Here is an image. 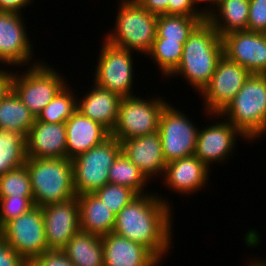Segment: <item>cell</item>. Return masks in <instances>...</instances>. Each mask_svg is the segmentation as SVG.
<instances>
[{"instance_id":"39","label":"cell","mask_w":266,"mask_h":266,"mask_svg":"<svg viewBox=\"0 0 266 266\" xmlns=\"http://www.w3.org/2000/svg\"><path fill=\"white\" fill-rule=\"evenodd\" d=\"M142 7L150 13L157 15H168V0H136Z\"/></svg>"},{"instance_id":"17","label":"cell","mask_w":266,"mask_h":266,"mask_svg":"<svg viewBox=\"0 0 266 266\" xmlns=\"http://www.w3.org/2000/svg\"><path fill=\"white\" fill-rule=\"evenodd\" d=\"M210 169L194 154L166 164L163 174L164 184L180 195L197 193L210 179ZM197 191V192H196Z\"/></svg>"},{"instance_id":"44","label":"cell","mask_w":266,"mask_h":266,"mask_svg":"<svg viewBox=\"0 0 266 266\" xmlns=\"http://www.w3.org/2000/svg\"><path fill=\"white\" fill-rule=\"evenodd\" d=\"M202 2H205L204 5H207L208 3H210L212 0H201ZM207 3V4H206Z\"/></svg>"},{"instance_id":"12","label":"cell","mask_w":266,"mask_h":266,"mask_svg":"<svg viewBox=\"0 0 266 266\" xmlns=\"http://www.w3.org/2000/svg\"><path fill=\"white\" fill-rule=\"evenodd\" d=\"M251 72L223 55L209 84L199 94L204 99V113L220 114L240 91Z\"/></svg>"},{"instance_id":"24","label":"cell","mask_w":266,"mask_h":266,"mask_svg":"<svg viewBox=\"0 0 266 266\" xmlns=\"http://www.w3.org/2000/svg\"><path fill=\"white\" fill-rule=\"evenodd\" d=\"M80 231L105 236L113 231L116 215L94 193L77 196Z\"/></svg>"},{"instance_id":"21","label":"cell","mask_w":266,"mask_h":266,"mask_svg":"<svg viewBox=\"0 0 266 266\" xmlns=\"http://www.w3.org/2000/svg\"><path fill=\"white\" fill-rule=\"evenodd\" d=\"M67 158L72 160L78 155L101 144L111 134L99 122L93 121L76 110L65 122Z\"/></svg>"},{"instance_id":"42","label":"cell","mask_w":266,"mask_h":266,"mask_svg":"<svg viewBox=\"0 0 266 266\" xmlns=\"http://www.w3.org/2000/svg\"><path fill=\"white\" fill-rule=\"evenodd\" d=\"M249 266H261L256 260H252L251 262H249L248 264Z\"/></svg>"},{"instance_id":"5","label":"cell","mask_w":266,"mask_h":266,"mask_svg":"<svg viewBox=\"0 0 266 266\" xmlns=\"http://www.w3.org/2000/svg\"><path fill=\"white\" fill-rule=\"evenodd\" d=\"M33 203L45 206L76 197L72 161L68 158H27Z\"/></svg>"},{"instance_id":"13","label":"cell","mask_w":266,"mask_h":266,"mask_svg":"<svg viewBox=\"0 0 266 266\" xmlns=\"http://www.w3.org/2000/svg\"><path fill=\"white\" fill-rule=\"evenodd\" d=\"M23 15L20 13L0 11V64L2 66L35 65L33 61V44L26 31ZM6 64V65H5ZM11 65V66H10Z\"/></svg>"},{"instance_id":"33","label":"cell","mask_w":266,"mask_h":266,"mask_svg":"<svg viewBox=\"0 0 266 266\" xmlns=\"http://www.w3.org/2000/svg\"><path fill=\"white\" fill-rule=\"evenodd\" d=\"M116 215L138 194L131 188L107 183L94 193Z\"/></svg>"},{"instance_id":"15","label":"cell","mask_w":266,"mask_h":266,"mask_svg":"<svg viewBox=\"0 0 266 266\" xmlns=\"http://www.w3.org/2000/svg\"><path fill=\"white\" fill-rule=\"evenodd\" d=\"M45 237L49 250H62L80 231L77 196L67 201L42 206Z\"/></svg>"},{"instance_id":"11","label":"cell","mask_w":266,"mask_h":266,"mask_svg":"<svg viewBox=\"0 0 266 266\" xmlns=\"http://www.w3.org/2000/svg\"><path fill=\"white\" fill-rule=\"evenodd\" d=\"M0 236L27 263L48 251L42 208L34 206L28 212L9 221Z\"/></svg>"},{"instance_id":"25","label":"cell","mask_w":266,"mask_h":266,"mask_svg":"<svg viewBox=\"0 0 266 266\" xmlns=\"http://www.w3.org/2000/svg\"><path fill=\"white\" fill-rule=\"evenodd\" d=\"M36 117L10 87L0 100V131L18 132L25 138Z\"/></svg>"},{"instance_id":"18","label":"cell","mask_w":266,"mask_h":266,"mask_svg":"<svg viewBox=\"0 0 266 266\" xmlns=\"http://www.w3.org/2000/svg\"><path fill=\"white\" fill-rule=\"evenodd\" d=\"M121 145L122 152L149 180L157 176H163L166 162L158 131L124 140Z\"/></svg>"},{"instance_id":"2","label":"cell","mask_w":266,"mask_h":266,"mask_svg":"<svg viewBox=\"0 0 266 266\" xmlns=\"http://www.w3.org/2000/svg\"><path fill=\"white\" fill-rule=\"evenodd\" d=\"M222 56V37L207 20H204L184 43L179 66L169 75V78L181 76L196 89L195 92L198 91L200 94L209 84Z\"/></svg>"},{"instance_id":"32","label":"cell","mask_w":266,"mask_h":266,"mask_svg":"<svg viewBox=\"0 0 266 266\" xmlns=\"http://www.w3.org/2000/svg\"><path fill=\"white\" fill-rule=\"evenodd\" d=\"M33 197L31 179L24 164L0 177V197Z\"/></svg>"},{"instance_id":"20","label":"cell","mask_w":266,"mask_h":266,"mask_svg":"<svg viewBox=\"0 0 266 266\" xmlns=\"http://www.w3.org/2000/svg\"><path fill=\"white\" fill-rule=\"evenodd\" d=\"M104 266H158L160 260L142 244L110 232L102 236Z\"/></svg>"},{"instance_id":"38","label":"cell","mask_w":266,"mask_h":266,"mask_svg":"<svg viewBox=\"0 0 266 266\" xmlns=\"http://www.w3.org/2000/svg\"><path fill=\"white\" fill-rule=\"evenodd\" d=\"M0 266H28V263L1 236Z\"/></svg>"},{"instance_id":"10","label":"cell","mask_w":266,"mask_h":266,"mask_svg":"<svg viewBox=\"0 0 266 266\" xmlns=\"http://www.w3.org/2000/svg\"><path fill=\"white\" fill-rule=\"evenodd\" d=\"M199 128L179 108L165 105L159 118L158 133L166 164L193 155Z\"/></svg>"},{"instance_id":"34","label":"cell","mask_w":266,"mask_h":266,"mask_svg":"<svg viewBox=\"0 0 266 266\" xmlns=\"http://www.w3.org/2000/svg\"><path fill=\"white\" fill-rule=\"evenodd\" d=\"M34 206L33 197H0V230Z\"/></svg>"},{"instance_id":"4","label":"cell","mask_w":266,"mask_h":266,"mask_svg":"<svg viewBox=\"0 0 266 266\" xmlns=\"http://www.w3.org/2000/svg\"><path fill=\"white\" fill-rule=\"evenodd\" d=\"M117 9L114 27L104 40L147 57L157 35L158 15L150 13L136 0H120Z\"/></svg>"},{"instance_id":"1","label":"cell","mask_w":266,"mask_h":266,"mask_svg":"<svg viewBox=\"0 0 266 266\" xmlns=\"http://www.w3.org/2000/svg\"><path fill=\"white\" fill-rule=\"evenodd\" d=\"M154 194H138L123 207L116 214L112 232L142 244L162 262L172 247L173 212L170 201Z\"/></svg>"},{"instance_id":"28","label":"cell","mask_w":266,"mask_h":266,"mask_svg":"<svg viewBox=\"0 0 266 266\" xmlns=\"http://www.w3.org/2000/svg\"><path fill=\"white\" fill-rule=\"evenodd\" d=\"M108 180L109 183L131 188L137 194H148L144 189H147L150 180L123 152L118 155L110 167Z\"/></svg>"},{"instance_id":"23","label":"cell","mask_w":266,"mask_h":266,"mask_svg":"<svg viewBox=\"0 0 266 266\" xmlns=\"http://www.w3.org/2000/svg\"><path fill=\"white\" fill-rule=\"evenodd\" d=\"M92 86L93 89L86 91V96L84 95L82 99L77 96V110L111 132L117 122L122 98L95 83Z\"/></svg>"},{"instance_id":"40","label":"cell","mask_w":266,"mask_h":266,"mask_svg":"<svg viewBox=\"0 0 266 266\" xmlns=\"http://www.w3.org/2000/svg\"><path fill=\"white\" fill-rule=\"evenodd\" d=\"M33 0H0V11L22 14V8L25 10Z\"/></svg>"},{"instance_id":"7","label":"cell","mask_w":266,"mask_h":266,"mask_svg":"<svg viewBox=\"0 0 266 266\" xmlns=\"http://www.w3.org/2000/svg\"><path fill=\"white\" fill-rule=\"evenodd\" d=\"M121 152V143L110 136L101 144L72 159L76 196L95 193L107 184L109 169Z\"/></svg>"},{"instance_id":"22","label":"cell","mask_w":266,"mask_h":266,"mask_svg":"<svg viewBox=\"0 0 266 266\" xmlns=\"http://www.w3.org/2000/svg\"><path fill=\"white\" fill-rule=\"evenodd\" d=\"M207 5L206 20L220 37L232 32L247 31L249 0H212Z\"/></svg>"},{"instance_id":"36","label":"cell","mask_w":266,"mask_h":266,"mask_svg":"<svg viewBox=\"0 0 266 266\" xmlns=\"http://www.w3.org/2000/svg\"><path fill=\"white\" fill-rule=\"evenodd\" d=\"M201 0H168V15L206 16L207 7L198 9Z\"/></svg>"},{"instance_id":"9","label":"cell","mask_w":266,"mask_h":266,"mask_svg":"<svg viewBox=\"0 0 266 266\" xmlns=\"http://www.w3.org/2000/svg\"><path fill=\"white\" fill-rule=\"evenodd\" d=\"M103 43L94 68L96 70L93 82L121 98L135 96L132 87L135 82L132 56L134 52L109 44L104 39Z\"/></svg>"},{"instance_id":"19","label":"cell","mask_w":266,"mask_h":266,"mask_svg":"<svg viewBox=\"0 0 266 266\" xmlns=\"http://www.w3.org/2000/svg\"><path fill=\"white\" fill-rule=\"evenodd\" d=\"M27 158H67L65 123L35 120L26 137Z\"/></svg>"},{"instance_id":"27","label":"cell","mask_w":266,"mask_h":266,"mask_svg":"<svg viewBox=\"0 0 266 266\" xmlns=\"http://www.w3.org/2000/svg\"><path fill=\"white\" fill-rule=\"evenodd\" d=\"M206 20V16L158 15L155 38L185 43L193 30Z\"/></svg>"},{"instance_id":"26","label":"cell","mask_w":266,"mask_h":266,"mask_svg":"<svg viewBox=\"0 0 266 266\" xmlns=\"http://www.w3.org/2000/svg\"><path fill=\"white\" fill-rule=\"evenodd\" d=\"M62 250L74 266H104L100 236L79 231Z\"/></svg>"},{"instance_id":"35","label":"cell","mask_w":266,"mask_h":266,"mask_svg":"<svg viewBox=\"0 0 266 266\" xmlns=\"http://www.w3.org/2000/svg\"><path fill=\"white\" fill-rule=\"evenodd\" d=\"M247 30L266 33V0H249Z\"/></svg>"},{"instance_id":"30","label":"cell","mask_w":266,"mask_h":266,"mask_svg":"<svg viewBox=\"0 0 266 266\" xmlns=\"http://www.w3.org/2000/svg\"><path fill=\"white\" fill-rule=\"evenodd\" d=\"M68 83L39 113L36 120L47 123H65L77 110V97Z\"/></svg>"},{"instance_id":"6","label":"cell","mask_w":266,"mask_h":266,"mask_svg":"<svg viewBox=\"0 0 266 266\" xmlns=\"http://www.w3.org/2000/svg\"><path fill=\"white\" fill-rule=\"evenodd\" d=\"M41 61L27 70H11L10 87L35 117L52 101L68 81L57 69Z\"/></svg>"},{"instance_id":"37","label":"cell","mask_w":266,"mask_h":266,"mask_svg":"<svg viewBox=\"0 0 266 266\" xmlns=\"http://www.w3.org/2000/svg\"><path fill=\"white\" fill-rule=\"evenodd\" d=\"M28 266H74L63 250H48L33 258Z\"/></svg>"},{"instance_id":"29","label":"cell","mask_w":266,"mask_h":266,"mask_svg":"<svg viewBox=\"0 0 266 266\" xmlns=\"http://www.w3.org/2000/svg\"><path fill=\"white\" fill-rule=\"evenodd\" d=\"M26 160V138L18 132L0 131V177Z\"/></svg>"},{"instance_id":"16","label":"cell","mask_w":266,"mask_h":266,"mask_svg":"<svg viewBox=\"0 0 266 266\" xmlns=\"http://www.w3.org/2000/svg\"><path fill=\"white\" fill-rule=\"evenodd\" d=\"M225 120V121H224ZM215 122L214 125L199 128L196 150L194 155L200 159L209 169V165L220 163L229 159L235 149L238 137L248 140L227 119Z\"/></svg>"},{"instance_id":"8","label":"cell","mask_w":266,"mask_h":266,"mask_svg":"<svg viewBox=\"0 0 266 266\" xmlns=\"http://www.w3.org/2000/svg\"><path fill=\"white\" fill-rule=\"evenodd\" d=\"M142 98L135 94L120 101L117 122L110 132L120 143L158 131L160 114L168 102L162 97Z\"/></svg>"},{"instance_id":"14","label":"cell","mask_w":266,"mask_h":266,"mask_svg":"<svg viewBox=\"0 0 266 266\" xmlns=\"http://www.w3.org/2000/svg\"><path fill=\"white\" fill-rule=\"evenodd\" d=\"M223 55L248 69L266 74V33L237 31L222 36Z\"/></svg>"},{"instance_id":"31","label":"cell","mask_w":266,"mask_h":266,"mask_svg":"<svg viewBox=\"0 0 266 266\" xmlns=\"http://www.w3.org/2000/svg\"><path fill=\"white\" fill-rule=\"evenodd\" d=\"M184 43L167 40L164 38H155L150 52L151 57L157 67L161 70L164 77H168L178 66L182 58Z\"/></svg>"},{"instance_id":"41","label":"cell","mask_w":266,"mask_h":266,"mask_svg":"<svg viewBox=\"0 0 266 266\" xmlns=\"http://www.w3.org/2000/svg\"><path fill=\"white\" fill-rule=\"evenodd\" d=\"M11 70L0 69V100L5 92L10 88Z\"/></svg>"},{"instance_id":"3","label":"cell","mask_w":266,"mask_h":266,"mask_svg":"<svg viewBox=\"0 0 266 266\" xmlns=\"http://www.w3.org/2000/svg\"><path fill=\"white\" fill-rule=\"evenodd\" d=\"M210 115L227 119L248 142L265 137L266 74H251L226 108L220 114Z\"/></svg>"},{"instance_id":"43","label":"cell","mask_w":266,"mask_h":266,"mask_svg":"<svg viewBox=\"0 0 266 266\" xmlns=\"http://www.w3.org/2000/svg\"><path fill=\"white\" fill-rule=\"evenodd\" d=\"M261 266H266V260L255 259Z\"/></svg>"}]
</instances>
